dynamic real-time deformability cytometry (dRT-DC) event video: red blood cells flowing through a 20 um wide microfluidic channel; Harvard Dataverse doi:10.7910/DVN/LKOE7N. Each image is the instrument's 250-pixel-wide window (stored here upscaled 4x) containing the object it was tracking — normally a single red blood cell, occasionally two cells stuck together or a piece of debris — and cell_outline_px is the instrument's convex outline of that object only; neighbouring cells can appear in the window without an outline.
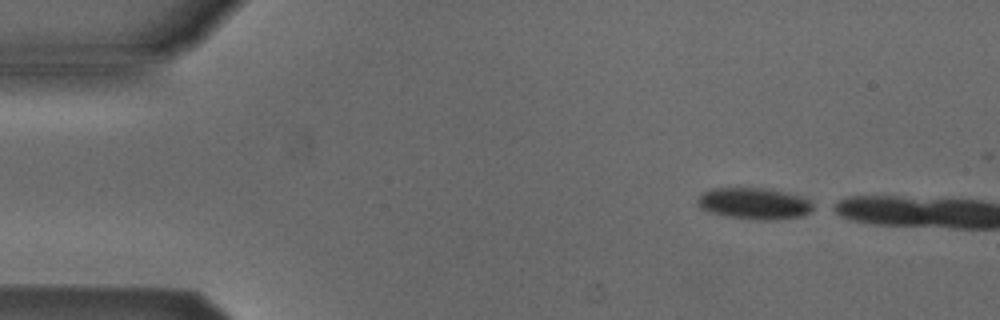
{"species": "Egyptian fruit bat (a non-hibernating species)", "species_latin": "Rousettus aegyptiacus", "temperature_condition": "cold", "stored_images_in_passage": 8, "camera_frame_rate_fps": 3000, "um_per_image_px": 0.085, "animal": {"sex": "male"}, "frame": {"image": 1, "passage_image": 1, "time_ms": 0.0, "image_size_px": [1000, 320], "cell_outline_px": [[816, 208], [800, 216], [764, 220], [760, 220], [724, 216], [700, 208], [696, 204], [696, 196], [700, 192], [708, 188], [772, 188], [800, 196], [808, 200]], "centroid_in_image_um": [64.02, 17.27], "position_along_channel_um": 21.0, "area_um2": 21.39}}